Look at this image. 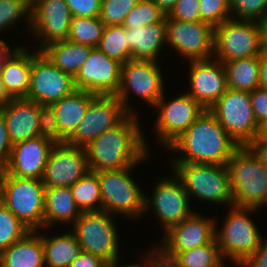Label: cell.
Masks as SVG:
<instances>
[{"label":"cell","mask_w":267,"mask_h":267,"mask_svg":"<svg viewBox=\"0 0 267 267\" xmlns=\"http://www.w3.org/2000/svg\"><path fill=\"white\" fill-rule=\"evenodd\" d=\"M12 144L39 136V104L26 98L9 99L0 105Z\"/></svg>","instance_id":"23"},{"label":"cell","mask_w":267,"mask_h":267,"mask_svg":"<svg viewBox=\"0 0 267 267\" xmlns=\"http://www.w3.org/2000/svg\"><path fill=\"white\" fill-rule=\"evenodd\" d=\"M166 14L153 0H139L126 15L123 26L126 28L143 27L161 22Z\"/></svg>","instance_id":"36"},{"label":"cell","mask_w":267,"mask_h":267,"mask_svg":"<svg viewBox=\"0 0 267 267\" xmlns=\"http://www.w3.org/2000/svg\"><path fill=\"white\" fill-rule=\"evenodd\" d=\"M134 167L96 172L100 184L102 210L109 214H122L128 218L141 217L145 211V193L133 181L130 171Z\"/></svg>","instance_id":"7"},{"label":"cell","mask_w":267,"mask_h":267,"mask_svg":"<svg viewBox=\"0 0 267 267\" xmlns=\"http://www.w3.org/2000/svg\"><path fill=\"white\" fill-rule=\"evenodd\" d=\"M89 170L85 148L55 143L46 162L42 182L45 187H70Z\"/></svg>","instance_id":"18"},{"label":"cell","mask_w":267,"mask_h":267,"mask_svg":"<svg viewBox=\"0 0 267 267\" xmlns=\"http://www.w3.org/2000/svg\"><path fill=\"white\" fill-rule=\"evenodd\" d=\"M255 210L257 209L231 206L223 228L218 231L215 229V240L222 258L226 256L240 265L262 244L263 237L248 214Z\"/></svg>","instance_id":"5"},{"label":"cell","mask_w":267,"mask_h":267,"mask_svg":"<svg viewBox=\"0 0 267 267\" xmlns=\"http://www.w3.org/2000/svg\"><path fill=\"white\" fill-rule=\"evenodd\" d=\"M261 43V22L229 19L214 28L213 57L223 63L260 56Z\"/></svg>","instance_id":"9"},{"label":"cell","mask_w":267,"mask_h":267,"mask_svg":"<svg viewBox=\"0 0 267 267\" xmlns=\"http://www.w3.org/2000/svg\"><path fill=\"white\" fill-rule=\"evenodd\" d=\"M216 222L213 218L193 212L169 228L163 236L159 250L170 258L177 253L210 243L215 239Z\"/></svg>","instance_id":"20"},{"label":"cell","mask_w":267,"mask_h":267,"mask_svg":"<svg viewBox=\"0 0 267 267\" xmlns=\"http://www.w3.org/2000/svg\"><path fill=\"white\" fill-rule=\"evenodd\" d=\"M126 42L131 60L157 61L166 42V17L153 25L127 28Z\"/></svg>","instance_id":"25"},{"label":"cell","mask_w":267,"mask_h":267,"mask_svg":"<svg viewBox=\"0 0 267 267\" xmlns=\"http://www.w3.org/2000/svg\"><path fill=\"white\" fill-rule=\"evenodd\" d=\"M3 196V170H0V205L2 204Z\"/></svg>","instance_id":"58"},{"label":"cell","mask_w":267,"mask_h":267,"mask_svg":"<svg viewBox=\"0 0 267 267\" xmlns=\"http://www.w3.org/2000/svg\"><path fill=\"white\" fill-rule=\"evenodd\" d=\"M142 265H140V264H132V265L131 264H127V265L119 266L118 265V261H114L112 263H109L108 267H144V264H142Z\"/></svg>","instance_id":"57"},{"label":"cell","mask_w":267,"mask_h":267,"mask_svg":"<svg viewBox=\"0 0 267 267\" xmlns=\"http://www.w3.org/2000/svg\"><path fill=\"white\" fill-rule=\"evenodd\" d=\"M172 259L178 267H223L224 265L215 239L202 246L179 252Z\"/></svg>","instance_id":"33"},{"label":"cell","mask_w":267,"mask_h":267,"mask_svg":"<svg viewBox=\"0 0 267 267\" xmlns=\"http://www.w3.org/2000/svg\"><path fill=\"white\" fill-rule=\"evenodd\" d=\"M121 66L122 63L94 47L74 77L75 88L98 96H116Z\"/></svg>","instance_id":"15"},{"label":"cell","mask_w":267,"mask_h":267,"mask_svg":"<svg viewBox=\"0 0 267 267\" xmlns=\"http://www.w3.org/2000/svg\"><path fill=\"white\" fill-rule=\"evenodd\" d=\"M97 95L76 89L50 106L56 113L61 134L68 139L83 119L90 102Z\"/></svg>","instance_id":"27"},{"label":"cell","mask_w":267,"mask_h":267,"mask_svg":"<svg viewBox=\"0 0 267 267\" xmlns=\"http://www.w3.org/2000/svg\"><path fill=\"white\" fill-rule=\"evenodd\" d=\"M199 11L201 21L214 28L232 19L233 15L229 11V0H199Z\"/></svg>","instance_id":"41"},{"label":"cell","mask_w":267,"mask_h":267,"mask_svg":"<svg viewBox=\"0 0 267 267\" xmlns=\"http://www.w3.org/2000/svg\"><path fill=\"white\" fill-rule=\"evenodd\" d=\"M250 100L256 122L260 124L267 119V90L257 88L251 91Z\"/></svg>","instance_id":"45"},{"label":"cell","mask_w":267,"mask_h":267,"mask_svg":"<svg viewBox=\"0 0 267 267\" xmlns=\"http://www.w3.org/2000/svg\"><path fill=\"white\" fill-rule=\"evenodd\" d=\"M73 198L81 212L102 211V199L98 174L88 171L70 186Z\"/></svg>","instance_id":"32"},{"label":"cell","mask_w":267,"mask_h":267,"mask_svg":"<svg viewBox=\"0 0 267 267\" xmlns=\"http://www.w3.org/2000/svg\"><path fill=\"white\" fill-rule=\"evenodd\" d=\"M70 187H46L44 200V227L55 223H72L81 215Z\"/></svg>","instance_id":"28"},{"label":"cell","mask_w":267,"mask_h":267,"mask_svg":"<svg viewBox=\"0 0 267 267\" xmlns=\"http://www.w3.org/2000/svg\"><path fill=\"white\" fill-rule=\"evenodd\" d=\"M18 46H14L13 49H10V46L4 40H0V71L3 68L5 60L10 56L12 51H14Z\"/></svg>","instance_id":"52"},{"label":"cell","mask_w":267,"mask_h":267,"mask_svg":"<svg viewBox=\"0 0 267 267\" xmlns=\"http://www.w3.org/2000/svg\"><path fill=\"white\" fill-rule=\"evenodd\" d=\"M36 232V233H35ZM30 231L0 253V267H43L45 265L41 234Z\"/></svg>","instance_id":"26"},{"label":"cell","mask_w":267,"mask_h":267,"mask_svg":"<svg viewBox=\"0 0 267 267\" xmlns=\"http://www.w3.org/2000/svg\"><path fill=\"white\" fill-rule=\"evenodd\" d=\"M54 144L51 139L41 136L16 143L2 170L14 177L42 180Z\"/></svg>","instance_id":"22"},{"label":"cell","mask_w":267,"mask_h":267,"mask_svg":"<svg viewBox=\"0 0 267 267\" xmlns=\"http://www.w3.org/2000/svg\"><path fill=\"white\" fill-rule=\"evenodd\" d=\"M41 241L46 267H70L82 251L72 231L54 237L42 234Z\"/></svg>","instance_id":"30"},{"label":"cell","mask_w":267,"mask_h":267,"mask_svg":"<svg viewBox=\"0 0 267 267\" xmlns=\"http://www.w3.org/2000/svg\"><path fill=\"white\" fill-rule=\"evenodd\" d=\"M233 206L259 209L267 199V168L247 146H239L228 160Z\"/></svg>","instance_id":"3"},{"label":"cell","mask_w":267,"mask_h":267,"mask_svg":"<svg viewBox=\"0 0 267 267\" xmlns=\"http://www.w3.org/2000/svg\"><path fill=\"white\" fill-rule=\"evenodd\" d=\"M126 41V27L123 25L105 26L97 48L108 57L124 64L131 60V51Z\"/></svg>","instance_id":"34"},{"label":"cell","mask_w":267,"mask_h":267,"mask_svg":"<svg viewBox=\"0 0 267 267\" xmlns=\"http://www.w3.org/2000/svg\"><path fill=\"white\" fill-rule=\"evenodd\" d=\"M156 5L166 14L173 9L178 0H153Z\"/></svg>","instance_id":"54"},{"label":"cell","mask_w":267,"mask_h":267,"mask_svg":"<svg viewBox=\"0 0 267 267\" xmlns=\"http://www.w3.org/2000/svg\"><path fill=\"white\" fill-rule=\"evenodd\" d=\"M147 254L146 260H143L146 263L144 267H178L177 263L172 258L165 256L158 247Z\"/></svg>","instance_id":"48"},{"label":"cell","mask_w":267,"mask_h":267,"mask_svg":"<svg viewBox=\"0 0 267 267\" xmlns=\"http://www.w3.org/2000/svg\"><path fill=\"white\" fill-rule=\"evenodd\" d=\"M38 125L39 136L55 143H66L67 139L60 132L56 113L51 106L39 104Z\"/></svg>","instance_id":"42"},{"label":"cell","mask_w":267,"mask_h":267,"mask_svg":"<svg viewBox=\"0 0 267 267\" xmlns=\"http://www.w3.org/2000/svg\"><path fill=\"white\" fill-rule=\"evenodd\" d=\"M105 25L100 17H72L67 40L97 47Z\"/></svg>","instance_id":"35"},{"label":"cell","mask_w":267,"mask_h":267,"mask_svg":"<svg viewBox=\"0 0 267 267\" xmlns=\"http://www.w3.org/2000/svg\"><path fill=\"white\" fill-rule=\"evenodd\" d=\"M172 168L190 198L233 206L226 165L172 162Z\"/></svg>","instance_id":"4"},{"label":"cell","mask_w":267,"mask_h":267,"mask_svg":"<svg viewBox=\"0 0 267 267\" xmlns=\"http://www.w3.org/2000/svg\"><path fill=\"white\" fill-rule=\"evenodd\" d=\"M30 0H0V31L13 26L19 18L30 23Z\"/></svg>","instance_id":"40"},{"label":"cell","mask_w":267,"mask_h":267,"mask_svg":"<svg viewBox=\"0 0 267 267\" xmlns=\"http://www.w3.org/2000/svg\"><path fill=\"white\" fill-rule=\"evenodd\" d=\"M259 62L260 56L223 62L228 88L246 92L260 88Z\"/></svg>","instance_id":"31"},{"label":"cell","mask_w":267,"mask_h":267,"mask_svg":"<svg viewBox=\"0 0 267 267\" xmlns=\"http://www.w3.org/2000/svg\"><path fill=\"white\" fill-rule=\"evenodd\" d=\"M247 146L267 168V142H250Z\"/></svg>","instance_id":"50"},{"label":"cell","mask_w":267,"mask_h":267,"mask_svg":"<svg viewBox=\"0 0 267 267\" xmlns=\"http://www.w3.org/2000/svg\"><path fill=\"white\" fill-rule=\"evenodd\" d=\"M261 24H262L261 55L267 56V20L261 22Z\"/></svg>","instance_id":"55"},{"label":"cell","mask_w":267,"mask_h":267,"mask_svg":"<svg viewBox=\"0 0 267 267\" xmlns=\"http://www.w3.org/2000/svg\"><path fill=\"white\" fill-rule=\"evenodd\" d=\"M153 189L152 200L145 198V212L150 206L153 207L165 232L193 213L189 205L190 197L175 174L169 179L162 178Z\"/></svg>","instance_id":"19"},{"label":"cell","mask_w":267,"mask_h":267,"mask_svg":"<svg viewBox=\"0 0 267 267\" xmlns=\"http://www.w3.org/2000/svg\"><path fill=\"white\" fill-rule=\"evenodd\" d=\"M139 0H102L100 20L105 26L122 25Z\"/></svg>","instance_id":"39"},{"label":"cell","mask_w":267,"mask_h":267,"mask_svg":"<svg viewBox=\"0 0 267 267\" xmlns=\"http://www.w3.org/2000/svg\"><path fill=\"white\" fill-rule=\"evenodd\" d=\"M72 17H100L102 0H65Z\"/></svg>","instance_id":"44"},{"label":"cell","mask_w":267,"mask_h":267,"mask_svg":"<svg viewBox=\"0 0 267 267\" xmlns=\"http://www.w3.org/2000/svg\"><path fill=\"white\" fill-rule=\"evenodd\" d=\"M129 92L137 94L148 105H156L164 94L163 76L157 61L129 60L122 64L120 88L116 97L130 114H134L133 108L128 105Z\"/></svg>","instance_id":"11"},{"label":"cell","mask_w":267,"mask_h":267,"mask_svg":"<svg viewBox=\"0 0 267 267\" xmlns=\"http://www.w3.org/2000/svg\"><path fill=\"white\" fill-rule=\"evenodd\" d=\"M74 78L57 68L41 51L32 53L26 99L50 106L75 91Z\"/></svg>","instance_id":"13"},{"label":"cell","mask_w":267,"mask_h":267,"mask_svg":"<svg viewBox=\"0 0 267 267\" xmlns=\"http://www.w3.org/2000/svg\"><path fill=\"white\" fill-rule=\"evenodd\" d=\"M130 113L116 96H96L66 143L86 148L106 130L120 124Z\"/></svg>","instance_id":"12"},{"label":"cell","mask_w":267,"mask_h":267,"mask_svg":"<svg viewBox=\"0 0 267 267\" xmlns=\"http://www.w3.org/2000/svg\"><path fill=\"white\" fill-rule=\"evenodd\" d=\"M260 88L267 90V56L260 55Z\"/></svg>","instance_id":"51"},{"label":"cell","mask_w":267,"mask_h":267,"mask_svg":"<svg viewBox=\"0 0 267 267\" xmlns=\"http://www.w3.org/2000/svg\"><path fill=\"white\" fill-rule=\"evenodd\" d=\"M91 49L90 46L64 40L44 47L41 52L57 68L74 78L88 58Z\"/></svg>","instance_id":"29"},{"label":"cell","mask_w":267,"mask_h":267,"mask_svg":"<svg viewBox=\"0 0 267 267\" xmlns=\"http://www.w3.org/2000/svg\"><path fill=\"white\" fill-rule=\"evenodd\" d=\"M8 100H9V98L6 96L5 88L3 86L2 77L0 75V105H3Z\"/></svg>","instance_id":"56"},{"label":"cell","mask_w":267,"mask_h":267,"mask_svg":"<svg viewBox=\"0 0 267 267\" xmlns=\"http://www.w3.org/2000/svg\"><path fill=\"white\" fill-rule=\"evenodd\" d=\"M139 124L136 113H131L86 146L90 171L119 170L145 160L150 151Z\"/></svg>","instance_id":"1"},{"label":"cell","mask_w":267,"mask_h":267,"mask_svg":"<svg viewBox=\"0 0 267 267\" xmlns=\"http://www.w3.org/2000/svg\"><path fill=\"white\" fill-rule=\"evenodd\" d=\"M252 142H267V119L258 125L256 138Z\"/></svg>","instance_id":"53"},{"label":"cell","mask_w":267,"mask_h":267,"mask_svg":"<svg viewBox=\"0 0 267 267\" xmlns=\"http://www.w3.org/2000/svg\"><path fill=\"white\" fill-rule=\"evenodd\" d=\"M30 24L41 43L38 51L44 47L67 40L72 15L65 0H30Z\"/></svg>","instance_id":"17"},{"label":"cell","mask_w":267,"mask_h":267,"mask_svg":"<svg viewBox=\"0 0 267 267\" xmlns=\"http://www.w3.org/2000/svg\"><path fill=\"white\" fill-rule=\"evenodd\" d=\"M45 188L42 180L3 171L2 203L31 231H37L44 228Z\"/></svg>","instance_id":"6"},{"label":"cell","mask_w":267,"mask_h":267,"mask_svg":"<svg viewBox=\"0 0 267 267\" xmlns=\"http://www.w3.org/2000/svg\"><path fill=\"white\" fill-rule=\"evenodd\" d=\"M238 147L215 116L205 110L167 149L185 154L173 162L226 165Z\"/></svg>","instance_id":"2"},{"label":"cell","mask_w":267,"mask_h":267,"mask_svg":"<svg viewBox=\"0 0 267 267\" xmlns=\"http://www.w3.org/2000/svg\"><path fill=\"white\" fill-rule=\"evenodd\" d=\"M189 62L191 90L187 94L209 110L228 89L223 63L214 57Z\"/></svg>","instance_id":"21"},{"label":"cell","mask_w":267,"mask_h":267,"mask_svg":"<svg viewBox=\"0 0 267 267\" xmlns=\"http://www.w3.org/2000/svg\"><path fill=\"white\" fill-rule=\"evenodd\" d=\"M263 242L240 267H267V238Z\"/></svg>","instance_id":"47"},{"label":"cell","mask_w":267,"mask_h":267,"mask_svg":"<svg viewBox=\"0 0 267 267\" xmlns=\"http://www.w3.org/2000/svg\"><path fill=\"white\" fill-rule=\"evenodd\" d=\"M30 231L3 203L0 205V253Z\"/></svg>","instance_id":"37"},{"label":"cell","mask_w":267,"mask_h":267,"mask_svg":"<svg viewBox=\"0 0 267 267\" xmlns=\"http://www.w3.org/2000/svg\"><path fill=\"white\" fill-rule=\"evenodd\" d=\"M107 263L94 254L81 251L70 267H106Z\"/></svg>","instance_id":"49"},{"label":"cell","mask_w":267,"mask_h":267,"mask_svg":"<svg viewBox=\"0 0 267 267\" xmlns=\"http://www.w3.org/2000/svg\"><path fill=\"white\" fill-rule=\"evenodd\" d=\"M182 58L190 61L212 58L214 27L199 21H179L166 16V43Z\"/></svg>","instance_id":"14"},{"label":"cell","mask_w":267,"mask_h":267,"mask_svg":"<svg viewBox=\"0 0 267 267\" xmlns=\"http://www.w3.org/2000/svg\"><path fill=\"white\" fill-rule=\"evenodd\" d=\"M166 16L179 21L199 22L201 21L199 0H178Z\"/></svg>","instance_id":"43"},{"label":"cell","mask_w":267,"mask_h":267,"mask_svg":"<svg viewBox=\"0 0 267 267\" xmlns=\"http://www.w3.org/2000/svg\"><path fill=\"white\" fill-rule=\"evenodd\" d=\"M209 111L239 146L248 145L256 138L259 124L254 116L250 92L228 88Z\"/></svg>","instance_id":"10"},{"label":"cell","mask_w":267,"mask_h":267,"mask_svg":"<svg viewBox=\"0 0 267 267\" xmlns=\"http://www.w3.org/2000/svg\"><path fill=\"white\" fill-rule=\"evenodd\" d=\"M113 216L106 211L82 212L72 225L81 250L100 257L107 264L119 261L118 233Z\"/></svg>","instance_id":"8"},{"label":"cell","mask_w":267,"mask_h":267,"mask_svg":"<svg viewBox=\"0 0 267 267\" xmlns=\"http://www.w3.org/2000/svg\"><path fill=\"white\" fill-rule=\"evenodd\" d=\"M164 94L156 102L155 108L159 115L155 121L158 138L166 148L182 135L194 121L206 110L189 94H181L169 103L165 102Z\"/></svg>","instance_id":"16"},{"label":"cell","mask_w":267,"mask_h":267,"mask_svg":"<svg viewBox=\"0 0 267 267\" xmlns=\"http://www.w3.org/2000/svg\"><path fill=\"white\" fill-rule=\"evenodd\" d=\"M32 54L18 46L5 60L0 71L6 96L9 99L26 98L30 87Z\"/></svg>","instance_id":"24"},{"label":"cell","mask_w":267,"mask_h":267,"mask_svg":"<svg viewBox=\"0 0 267 267\" xmlns=\"http://www.w3.org/2000/svg\"><path fill=\"white\" fill-rule=\"evenodd\" d=\"M13 144L10 141L7 124L0 111V170L7 164Z\"/></svg>","instance_id":"46"},{"label":"cell","mask_w":267,"mask_h":267,"mask_svg":"<svg viewBox=\"0 0 267 267\" xmlns=\"http://www.w3.org/2000/svg\"><path fill=\"white\" fill-rule=\"evenodd\" d=\"M229 11H234L233 20H267V0H229Z\"/></svg>","instance_id":"38"}]
</instances>
